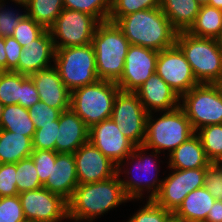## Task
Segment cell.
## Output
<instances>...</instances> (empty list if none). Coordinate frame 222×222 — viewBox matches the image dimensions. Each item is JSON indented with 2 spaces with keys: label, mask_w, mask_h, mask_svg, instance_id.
<instances>
[{
  "label": "cell",
  "mask_w": 222,
  "mask_h": 222,
  "mask_svg": "<svg viewBox=\"0 0 222 222\" xmlns=\"http://www.w3.org/2000/svg\"><path fill=\"white\" fill-rule=\"evenodd\" d=\"M16 163H0V197L18 195Z\"/></svg>",
  "instance_id": "60d3db41"
},
{
  "label": "cell",
  "mask_w": 222,
  "mask_h": 222,
  "mask_svg": "<svg viewBox=\"0 0 222 222\" xmlns=\"http://www.w3.org/2000/svg\"><path fill=\"white\" fill-rule=\"evenodd\" d=\"M6 0H0V36L9 37L14 34L15 28L19 25L20 20L26 15V11L23 14L20 12L6 9ZM5 6V7H4ZM15 12V13H14Z\"/></svg>",
  "instance_id": "b9f144b4"
},
{
  "label": "cell",
  "mask_w": 222,
  "mask_h": 222,
  "mask_svg": "<svg viewBox=\"0 0 222 222\" xmlns=\"http://www.w3.org/2000/svg\"><path fill=\"white\" fill-rule=\"evenodd\" d=\"M28 113L34 122L35 128L39 129L41 125L53 124V121H57L61 111L39 101L28 109Z\"/></svg>",
  "instance_id": "f35d334b"
},
{
  "label": "cell",
  "mask_w": 222,
  "mask_h": 222,
  "mask_svg": "<svg viewBox=\"0 0 222 222\" xmlns=\"http://www.w3.org/2000/svg\"><path fill=\"white\" fill-rule=\"evenodd\" d=\"M135 93L148 114L173 110L181 103L177 93L157 73H153Z\"/></svg>",
  "instance_id": "ac0fdd59"
},
{
  "label": "cell",
  "mask_w": 222,
  "mask_h": 222,
  "mask_svg": "<svg viewBox=\"0 0 222 222\" xmlns=\"http://www.w3.org/2000/svg\"><path fill=\"white\" fill-rule=\"evenodd\" d=\"M147 111L135 92L119 91L111 119L135 146H143L146 137Z\"/></svg>",
  "instance_id": "8fae6325"
},
{
  "label": "cell",
  "mask_w": 222,
  "mask_h": 222,
  "mask_svg": "<svg viewBox=\"0 0 222 222\" xmlns=\"http://www.w3.org/2000/svg\"><path fill=\"white\" fill-rule=\"evenodd\" d=\"M39 101L40 97L32 78L21 74V99H19V105L29 109Z\"/></svg>",
  "instance_id": "ee69618b"
},
{
  "label": "cell",
  "mask_w": 222,
  "mask_h": 222,
  "mask_svg": "<svg viewBox=\"0 0 222 222\" xmlns=\"http://www.w3.org/2000/svg\"><path fill=\"white\" fill-rule=\"evenodd\" d=\"M57 154L58 153L56 151L33 149L30 157L35 164L37 175L42 184L46 182L48 176L50 175L52 162L56 161Z\"/></svg>",
  "instance_id": "ab89813d"
},
{
  "label": "cell",
  "mask_w": 222,
  "mask_h": 222,
  "mask_svg": "<svg viewBox=\"0 0 222 222\" xmlns=\"http://www.w3.org/2000/svg\"><path fill=\"white\" fill-rule=\"evenodd\" d=\"M4 39L7 58V71H14L18 73V61L23 47L12 36L4 37Z\"/></svg>",
  "instance_id": "f6af8a7d"
},
{
  "label": "cell",
  "mask_w": 222,
  "mask_h": 222,
  "mask_svg": "<svg viewBox=\"0 0 222 222\" xmlns=\"http://www.w3.org/2000/svg\"><path fill=\"white\" fill-rule=\"evenodd\" d=\"M212 162L207 158L199 136L195 133L169 154L168 169L207 168Z\"/></svg>",
  "instance_id": "603a6c76"
},
{
  "label": "cell",
  "mask_w": 222,
  "mask_h": 222,
  "mask_svg": "<svg viewBox=\"0 0 222 222\" xmlns=\"http://www.w3.org/2000/svg\"><path fill=\"white\" fill-rule=\"evenodd\" d=\"M218 84H219V86H220V88L222 90V80Z\"/></svg>",
  "instance_id": "f5cc1de1"
},
{
  "label": "cell",
  "mask_w": 222,
  "mask_h": 222,
  "mask_svg": "<svg viewBox=\"0 0 222 222\" xmlns=\"http://www.w3.org/2000/svg\"><path fill=\"white\" fill-rule=\"evenodd\" d=\"M172 212L159 206L154 200H147L126 222H164Z\"/></svg>",
  "instance_id": "8d00e7d4"
},
{
  "label": "cell",
  "mask_w": 222,
  "mask_h": 222,
  "mask_svg": "<svg viewBox=\"0 0 222 222\" xmlns=\"http://www.w3.org/2000/svg\"><path fill=\"white\" fill-rule=\"evenodd\" d=\"M24 7L26 14L49 29L64 9L63 0H11Z\"/></svg>",
  "instance_id": "83f0119b"
},
{
  "label": "cell",
  "mask_w": 222,
  "mask_h": 222,
  "mask_svg": "<svg viewBox=\"0 0 222 222\" xmlns=\"http://www.w3.org/2000/svg\"><path fill=\"white\" fill-rule=\"evenodd\" d=\"M89 141V127L70 108L59 116V130L55 142L57 153H74Z\"/></svg>",
  "instance_id": "7402d4cb"
},
{
  "label": "cell",
  "mask_w": 222,
  "mask_h": 222,
  "mask_svg": "<svg viewBox=\"0 0 222 222\" xmlns=\"http://www.w3.org/2000/svg\"><path fill=\"white\" fill-rule=\"evenodd\" d=\"M146 151L147 150L144 146H135L133 152L125 160L121 161L117 165V172L116 173L119 176L123 173H125V174L128 173V174H126L128 177L126 179H128V180H124V179L120 178V182L124 188L126 195L130 198L131 201L132 200L134 201V199L141 200L143 198L142 196L145 195V194H143L144 190H145V192L147 191V193H149L151 191V193H149L148 200H153L157 196V194L159 193L162 182H163V179L160 180V178L157 177V174H159L158 173L159 170L157 168V165L155 164L157 162L156 158H158L160 153L153 150L150 155H146V154H149V153H146ZM153 157H154V159H153ZM126 162H127V164L129 163L128 165H131V163L133 162L132 164L134 166H132V167H133L134 171L136 170V171L140 172L139 173L140 175L142 173V176H139V177L137 175L133 176L134 173L132 171H130V168H126L122 172V169L125 168L122 166L127 165V164H125ZM127 169H129V170H127ZM153 171L156 172L155 173L156 175L153 174L154 173ZM130 174H132V177L128 176ZM149 174H150V176H152V175L153 176L150 178Z\"/></svg>",
  "instance_id": "52a82bcc"
},
{
  "label": "cell",
  "mask_w": 222,
  "mask_h": 222,
  "mask_svg": "<svg viewBox=\"0 0 222 222\" xmlns=\"http://www.w3.org/2000/svg\"><path fill=\"white\" fill-rule=\"evenodd\" d=\"M180 107L196 132L211 124H222V90L219 84L199 83L180 97Z\"/></svg>",
  "instance_id": "9c48e42d"
},
{
  "label": "cell",
  "mask_w": 222,
  "mask_h": 222,
  "mask_svg": "<svg viewBox=\"0 0 222 222\" xmlns=\"http://www.w3.org/2000/svg\"><path fill=\"white\" fill-rule=\"evenodd\" d=\"M16 186L18 193L43 187L31 157L16 163Z\"/></svg>",
  "instance_id": "d6a6232c"
},
{
  "label": "cell",
  "mask_w": 222,
  "mask_h": 222,
  "mask_svg": "<svg viewBox=\"0 0 222 222\" xmlns=\"http://www.w3.org/2000/svg\"><path fill=\"white\" fill-rule=\"evenodd\" d=\"M19 195L0 197V222H25Z\"/></svg>",
  "instance_id": "d590c367"
},
{
  "label": "cell",
  "mask_w": 222,
  "mask_h": 222,
  "mask_svg": "<svg viewBox=\"0 0 222 222\" xmlns=\"http://www.w3.org/2000/svg\"><path fill=\"white\" fill-rule=\"evenodd\" d=\"M21 99V74L0 71V107L19 104Z\"/></svg>",
  "instance_id": "1f68e13d"
},
{
  "label": "cell",
  "mask_w": 222,
  "mask_h": 222,
  "mask_svg": "<svg viewBox=\"0 0 222 222\" xmlns=\"http://www.w3.org/2000/svg\"><path fill=\"white\" fill-rule=\"evenodd\" d=\"M78 184L73 153H58L43 187L68 202Z\"/></svg>",
  "instance_id": "44dd1931"
},
{
  "label": "cell",
  "mask_w": 222,
  "mask_h": 222,
  "mask_svg": "<svg viewBox=\"0 0 222 222\" xmlns=\"http://www.w3.org/2000/svg\"><path fill=\"white\" fill-rule=\"evenodd\" d=\"M89 142L116 165L125 160L135 147L111 118L89 128Z\"/></svg>",
  "instance_id": "2e32d148"
},
{
  "label": "cell",
  "mask_w": 222,
  "mask_h": 222,
  "mask_svg": "<svg viewBox=\"0 0 222 222\" xmlns=\"http://www.w3.org/2000/svg\"><path fill=\"white\" fill-rule=\"evenodd\" d=\"M156 73L179 97L199 84L189 62L176 44L158 52Z\"/></svg>",
  "instance_id": "5bb4252c"
},
{
  "label": "cell",
  "mask_w": 222,
  "mask_h": 222,
  "mask_svg": "<svg viewBox=\"0 0 222 222\" xmlns=\"http://www.w3.org/2000/svg\"><path fill=\"white\" fill-rule=\"evenodd\" d=\"M207 5H210L212 7L222 10V0H209Z\"/></svg>",
  "instance_id": "681fc988"
},
{
  "label": "cell",
  "mask_w": 222,
  "mask_h": 222,
  "mask_svg": "<svg viewBox=\"0 0 222 222\" xmlns=\"http://www.w3.org/2000/svg\"><path fill=\"white\" fill-rule=\"evenodd\" d=\"M108 21L116 23L130 45L159 52L176 44L178 31L161 8L141 10L122 18H109Z\"/></svg>",
  "instance_id": "6da1fadb"
},
{
  "label": "cell",
  "mask_w": 222,
  "mask_h": 222,
  "mask_svg": "<svg viewBox=\"0 0 222 222\" xmlns=\"http://www.w3.org/2000/svg\"><path fill=\"white\" fill-rule=\"evenodd\" d=\"M159 113L161 116L157 119L156 116L154 119V113L147 115L143 146L159 153L167 150L170 154L196 132L180 106Z\"/></svg>",
  "instance_id": "5b68a950"
},
{
  "label": "cell",
  "mask_w": 222,
  "mask_h": 222,
  "mask_svg": "<svg viewBox=\"0 0 222 222\" xmlns=\"http://www.w3.org/2000/svg\"><path fill=\"white\" fill-rule=\"evenodd\" d=\"M218 164H220L222 166V159L218 162Z\"/></svg>",
  "instance_id": "db71d44e"
},
{
  "label": "cell",
  "mask_w": 222,
  "mask_h": 222,
  "mask_svg": "<svg viewBox=\"0 0 222 222\" xmlns=\"http://www.w3.org/2000/svg\"><path fill=\"white\" fill-rule=\"evenodd\" d=\"M40 101L61 112L70 109L71 92L61 80L57 68H49L31 74Z\"/></svg>",
  "instance_id": "d6986e66"
},
{
  "label": "cell",
  "mask_w": 222,
  "mask_h": 222,
  "mask_svg": "<svg viewBox=\"0 0 222 222\" xmlns=\"http://www.w3.org/2000/svg\"><path fill=\"white\" fill-rule=\"evenodd\" d=\"M205 188L216 200H222V166L218 163H211L206 168Z\"/></svg>",
  "instance_id": "7bdbcfd3"
},
{
  "label": "cell",
  "mask_w": 222,
  "mask_h": 222,
  "mask_svg": "<svg viewBox=\"0 0 222 222\" xmlns=\"http://www.w3.org/2000/svg\"><path fill=\"white\" fill-rule=\"evenodd\" d=\"M32 152L31 137L0 129V163H17Z\"/></svg>",
  "instance_id": "484cf974"
},
{
  "label": "cell",
  "mask_w": 222,
  "mask_h": 222,
  "mask_svg": "<svg viewBox=\"0 0 222 222\" xmlns=\"http://www.w3.org/2000/svg\"><path fill=\"white\" fill-rule=\"evenodd\" d=\"M164 222H185L181 217L172 212Z\"/></svg>",
  "instance_id": "c3c4849f"
},
{
  "label": "cell",
  "mask_w": 222,
  "mask_h": 222,
  "mask_svg": "<svg viewBox=\"0 0 222 222\" xmlns=\"http://www.w3.org/2000/svg\"><path fill=\"white\" fill-rule=\"evenodd\" d=\"M204 222H222V200H215Z\"/></svg>",
  "instance_id": "bcb514c9"
},
{
  "label": "cell",
  "mask_w": 222,
  "mask_h": 222,
  "mask_svg": "<svg viewBox=\"0 0 222 222\" xmlns=\"http://www.w3.org/2000/svg\"><path fill=\"white\" fill-rule=\"evenodd\" d=\"M26 220L62 222L68 219V203L61 196L41 187L18 194Z\"/></svg>",
  "instance_id": "4fadbf2b"
},
{
  "label": "cell",
  "mask_w": 222,
  "mask_h": 222,
  "mask_svg": "<svg viewBox=\"0 0 222 222\" xmlns=\"http://www.w3.org/2000/svg\"><path fill=\"white\" fill-rule=\"evenodd\" d=\"M59 130V119L53 124L41 125L35 130L32 139L33 149L55 151V142Z\"/></svg>",
  "instance_id": "74e56055"
},
{
  "label": "cell",
  "mask_w": 222,
  "mask_h": 222,
  "mask_svg": "<svg viewBox=\"0 0 222 222\" xmlns=\"http://www.w3.org/2000/svg\"><path fill=\"white\" fill-rule=\"evenodd\" d=\"M161 0H111V13L109 18H122L128 14L160 8Z\"/></svg>",
  "instance_id": "836d02e7"
},
{
  "label": "cell",
  "mask_w": 222,
  "mask_h": 222,
  "mask_svg": "<svg viewBox=\"0 0 222 222\" xmlns=\"http://www.w3.org/2000/svg\"><path fill=\"white\" fill-rule=\"evenodd\" d=\"M186 32L196 37L216 39L222 33V10L201 5L194 23Z\"/></svg>",
  "instance_id": "f1b7e54d"
},
{
  "label": "cell",
  "mask_w": 222,
  "mask_h": 222,
  "mask_svg": "<svg viewBox=\"0 0 222 222\" xmlns=\"http://www.w3.org/2000/svg\"><path fill=\"white\" fill-rule=\"evenodd\" d=\"M176 45L189 62L198 83L218 84L222 80V52L216 39L196 37L180 31Z\"/></svg>",
  "instance_id": "277c9868"
},
{
  "label": "cell",
  "mask_w": 222,
  "mask_h": 222,
  "mask_svg": "<svg viewBox=\"0 0 222 222\" xmlns=\"http://www.w3.org/2000/svg\"><path fill=\"white\" fill-rule=\"evenodd\" d=\"M200 5H207L209 0H196Z\"/></svg>",
  "instance_id": "816d5d0a"
},
{
  "label": "cell",
  "mask_w": 222,
  "mask_h": 222,
  "mask_svg": "<svg viewBox=\"0 0 222 222\" xmlns=\"http://www.w3.org/2000/svg\"><path fill=\"white\" fill-rule=\"evenodd\" d=\"M99 23L90 14L63 9L49 28L55 49L91 44Z\"/></svg>",
  "instance_id": "30bf717a"
},
{
  "label": "cell",
  "mask_w": 222,
  "mask_h": 222,
  "mask_svg": "<svg viewBox=\"0 0 222 222\" xmlns=\"http://www.w3.org/2000/svg\"><path fill=\"white\" fill-rule=\"evenodd\" d=\"M200 4L196 0H161L160 8L178 31H187L199 13Z\"/></svg>",
  "instance_id": "d4e9b609"
},
{
  "label": "cell",
  "mask_w": 222,
  "mask_h": 222,
  "mask_svg": "<svg viewBox=\"0 0 222 222\" xmlns=\"http://www.w3.org/2000/svg\"><path fill=\"white\" fill-rule=\"evenodd\" d=\"M47 29L27 14L20 20L15 28L12 37L16 39L22 47L29 45L35 39H38Z\"/></svg>",
  "instance_id": "e575fe53"
},
{
  "label": "cell",
  "mask_w": 222,
  "mask_h": 222,
  "mask_svg": "<svg viewBox=\"0 0 222 222\" xmlns=\"http://www.w3.org/2000/svg\"><path fill=\"white\" fill-rule=\"evenodd\" d=\"M92 45L98 78L117 83L122 76L130 46L128 39L116 23L104 21L97 25Z\"/></svg>",
  "instance_id": "3957f363"
},
{
  "label": "cell",
  "mask_w": 222,
  "mask_h": 222,
  "mask_svg": "<svg viewBox=\"0 0 222 222\" xmlns=\"http://www.w3.org/2000/svg\"><path fill=\"white\" fill-rule=\"evenodd\" d=\"M216 41L220 51L222 52V33L216 38Z\"/></svg>",
  "instance_id": "f907efd6"
},
{
  "label": "cell",
  "mask_w": 222,
  "mask_h": 222,
  "mask_svg": "<svg viewBox=\"0 0 222 222\" xmlns=\"http://www.w3.org/2000/svg\"><path fill=\"white\" fill-rule=\"evenodd\" d=\"M120 88L115 82L99 79L71 92L70 108L90 128L111 118L114 101Z\"/></svg>",
  "instance_id": "8992f818"
},
{
  "label": "cell",
  "mask_w": 222,
  "mask_h": 222,
  "mask_svg": "<svg viewBox=\"0 0 222 222\" xmlns=\"http://www.w3.org/2000/svg\"><path fill=\"white\" fill-rule=\"evenodd\" d=\"M171 171L172 174L163 179L160 191L153 200L166 210L175 212L191 191L204 186L206 168Z\"/></svg>",
  "instance_id": "7c38bea8"
},
{
  "label": "cell",
  "mask_w": 222,
  "mask_h": 222,
  "mask_svg": "<svg viewBox=\"0 0 222 222\" xmlns=\"http://www.w3.org/2000/svg\"><path fill=\"white\" fill-rule=\"evenodd\" d=\"M215 200L203 186L191 191L174 213L185 222H204Z\"/></svg>",
  "instance_id": "cb8c5ba5"
},
{
  "label": "cell",
  "mask_w": 222,
  "mask_h": 222,
  "mask_svg": "<svg viewBox=\"0 0 222 222\" xmlns=\"http://www.w3.org/2000/svg\"><path fill=\"white\" fill-rule=\"evenodd\" d=\"M55 45L51 33L47 29L38 39L25 45L18 61V73L30 76L49 68L55 59Z\"/></svg>",
  "instance_id": "ffe728a7"
},
{
  "label": "cell",
  "mask_w": 222,
  "mask_h": 222,
  "mask_svg": "<svg viewBox=\"0 0 222 222\" xmlns=\"http://www.w3.org/2000/svg\"><path fill=\"white\" fill-rule=\"evenodd\" d=\"M0 129L22 134L32 139L36 130L28 109L19 104L0 107Z\"/></svg>",
  "instance_id": "4316f807"
},
{
  "label": "cell",
  "mask_w": 222,
  "mask_h": 222,
  "mask_svg": "<svg viewBox=\"0 0 222 222\" xmlns=\"http://www.w3.org/2000/svg\"><path fill=\"white\" fill-rule=\"evenodd\" d=\"M63 6L90 14L99 22L108 21L111 13V0H63Z\"/></svg>",
  "instance_id": "4dcf8cb0"
},
{
  "label": "cell",
  "mask_w": 222,
  "mask_h": 222,
  "mask_svg": "<svg viewBox=\"0 0 222 222\" xmlns=\"http://www.w3.org/2000/svg\"><path fill=\"white\" fill-rule=\"evenodd\" d=\"M207 158L212 163L222 159V124H211L196 131Z\"/></svg>",
  "instance_id": "f546056e"
},
{
  "label": "cell",
  "mask_w": 222,
  "mask_h": 222,
  "mask_svg": "<svg viewBox=\"0 0 222 222\" xmlns=\"http://www.w3.org/2000/svg\"><path fill=\"white\" fill-rule=\"evenodd\" d=\"M158 51L139 45H130L124 70L116 83L121 91L135 92L153 73H156Z\"/></svg>",
  "instance_id": "9a60e30c"
},
{
  "label": "cell",
  "mask_w": 222,
  "mask_h": 222,
  "mask_svg": "<svg viewBox=\"0 0 222 222\" xmlns=\"http://www.w3.org/2000/svg\"><path fill=\"white\" fill-rule=\"evenodd\" d=\"M118 174L95 183L78 184L68 203V220L93 222L122 203L131 201Z\"/></svg>",
  "instance_id": "7a4b0ae2"
},
{
  "label": "cell",
  "mask_w": 222,
  "mask_h": 222,
  "mask_svg": "<svg viewBox=\"0 0 222 222\" xmlns=\"http://www.w3.org/2000/svg\"><path fill=\"white\" fill-rule=\"evenodd\" d=\"M54 66L70 92L99 80L92 43L85 46L57 48Z\"/></svg>",
  "instance_id": "ba28073f"
},
{
  "label": "cell",
  "mask_w": 222,
  "mask_h": 222,
  "mask_svg": "<svg viewBox=\"0 0 222 222\" xmlns=\"http://www.w3.org/2000/svg\"><path fill=\"white\" fill-rule=\"evenodd\" d=\"M73 155L79 184L105 181L117 174V165L89 141Z\"/></svg>",
  "instance_id": "e0dca14e"
},
{
  "label": "cell",
  "mask_w": 222,
  "mask_h": 222,
  "mask_svg": "<svg viewBox=\"0 0 222 222\" xmlns=\"http://www.w3.org/2000/svg\"><path fill=\"white\" fill-rule=\"evenodd\" d=\"M0 71H7V58L5 52V39L0 36Z\"/></svg>",
  "instance_id": "7dc6e473"
}]
</instances>
